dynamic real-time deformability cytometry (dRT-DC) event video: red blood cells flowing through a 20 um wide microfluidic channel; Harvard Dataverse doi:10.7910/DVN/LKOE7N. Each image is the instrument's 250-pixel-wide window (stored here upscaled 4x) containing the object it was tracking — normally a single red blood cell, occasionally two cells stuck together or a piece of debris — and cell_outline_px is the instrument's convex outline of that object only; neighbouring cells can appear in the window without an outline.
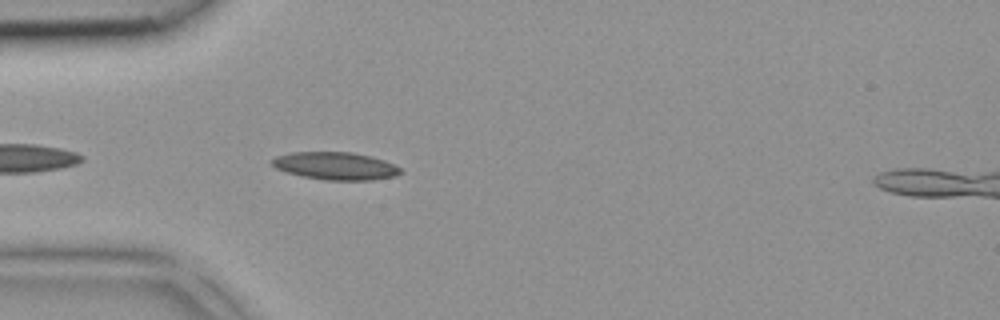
{"species": "common noctule bat (a hibernating species)", "species_latin": "Nyctalus noctula", "temperature_condition": "room temperature", "stored_images_in_passage": 4, "camera_frame_rate_fps": 3000, "um_per_image_px": 0.085, "animal": {"sex": "female", "body_mass_g": 18.4}, "frame": {"image": 1, "passage_image": 4, "time_ms": 1.0, "image_size_px": [1000, 320], "cell_outline_px": [[404, 172], [396, 176], [372, 180], [324, 180], [300, 176], [276, 168], [268, 160], [276, 156], [292, 152], [352, 152], [372, 156], [384, 160], [400, 168]], "centroid_in_image_um": [28.52, 14.1], "position_along_channel_um": 56.5, "area_um2": 20.87}}